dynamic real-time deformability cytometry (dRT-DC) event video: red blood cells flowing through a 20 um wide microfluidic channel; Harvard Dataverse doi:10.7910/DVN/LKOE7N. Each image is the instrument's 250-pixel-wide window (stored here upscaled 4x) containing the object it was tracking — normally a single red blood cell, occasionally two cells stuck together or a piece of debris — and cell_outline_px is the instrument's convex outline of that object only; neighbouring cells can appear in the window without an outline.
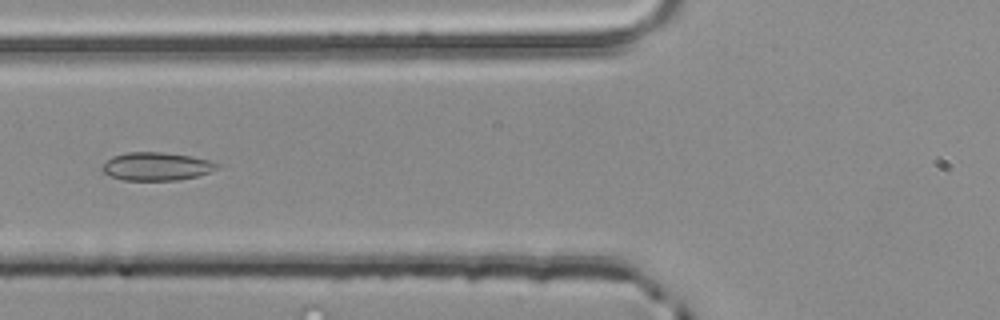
{"species": "common noctule bat (a hibernating species)", "species_latin": "Nyctalus noctula", "temperature_condition": "room temperature", "stored_images_in_passage": 5, "segment_of_instrument_passage": [2, 2], "camera_frame_rate_fps": 3000, "um_per_image_px": 0.085, "animal": {"sex": "male", "body_mass_g": 20.4}, "frame": {"image": 1, "passage_image": 5, "time_ms": 1.333, "image_size_px": [1000, 320], "cell_outline_px": [[220, 164], [216, 168], [208, 172], [196, 176], [176, 180], [124, 180], [108, 176], [100, 168], [112, 156], [128, 152], [160, 152], [192, 156], [208, 160]], "centroid_in_image_um": [13.26, 14.14], "position_along_channel_um": 112.5, "area_um2": 18.67}}